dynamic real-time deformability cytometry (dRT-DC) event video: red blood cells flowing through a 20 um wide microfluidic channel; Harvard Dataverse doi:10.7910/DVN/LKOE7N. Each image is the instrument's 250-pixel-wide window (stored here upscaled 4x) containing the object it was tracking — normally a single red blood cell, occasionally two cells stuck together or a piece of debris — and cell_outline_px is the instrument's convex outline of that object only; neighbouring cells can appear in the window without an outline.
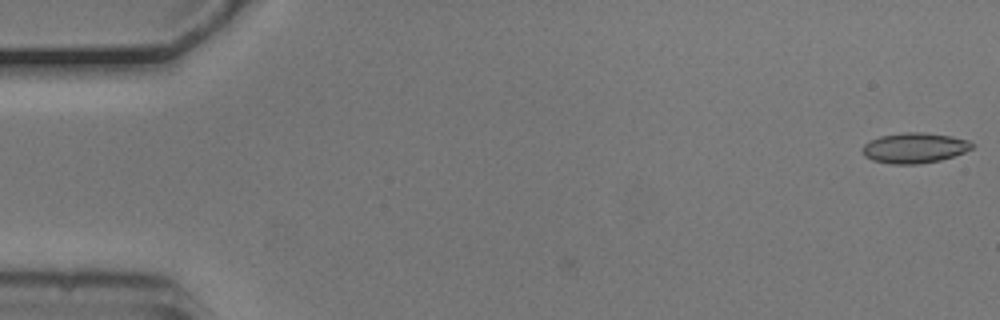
{"species": "common noctule bat (a hibernating species)", "species_latin": "Nyctalus noctula", "temperature_condition": "cold", "stored_images_in_passage": 5, "camera_frame_rate_fps": 3000, "um_per_image_px": 0.085, "animal": {"sex": "male", "body_mass_g": 20.5, "forearm_length_mm": 52.5}, "frame": {"image": 1, "passage_image": 5, "time_ms": 1.333, "image_size_px": [1000, 320], "cell_outline_px": [[976, 144], [972, 148], [964, 152], [940, 160], [920, 164], [892, 164], [872, 160], [864, 156], [864, 144], [880, 136], [904, 132], [924, 132], [952, 136], [968, 140]], "centroid_in_image_um": [77.76, 12.57], "position_along_channel_um": 7.2, "area_um2": 19.31}}